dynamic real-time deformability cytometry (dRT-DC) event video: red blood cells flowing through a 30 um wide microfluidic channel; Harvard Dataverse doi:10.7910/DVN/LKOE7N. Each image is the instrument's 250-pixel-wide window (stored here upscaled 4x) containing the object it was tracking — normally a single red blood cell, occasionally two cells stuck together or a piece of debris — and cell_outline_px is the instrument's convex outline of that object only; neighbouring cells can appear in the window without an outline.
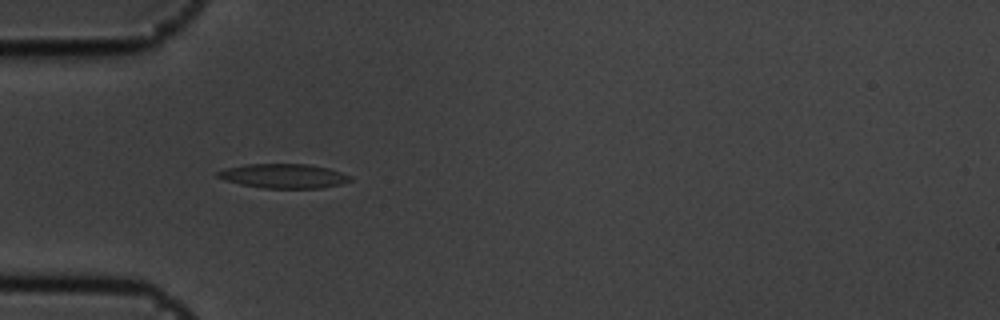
{"species": "common noctule bat (a hibernating species)", "species_latin": "Nyctalus noctula", "temperature_condition": "cold", "stored_images_in_passage": 5, "camera_frame_rate_fps": 3000, "um_per_image_px": 0.085, "animal": {"sex": "male", "body_mass_g": 19.5, "forearm_length_mm": 54.6}, "frame": {"image": 1, "passage_image": 4, "time_ms": 1.0, "image_size_px": [1000, 320], "cell_outline_px": [[352, 180], [340, 184], [320, 188], [264, 188], [240, 184], [224, 180], [216, 176], [216, 172], [224, 168], [248, 164], [308, 164], [328, 168], [352, 176]], "centroid_in_image_um": [24.09, 14.96], "position_along_channel_um": 60.9, "area_um2": 18.79}}
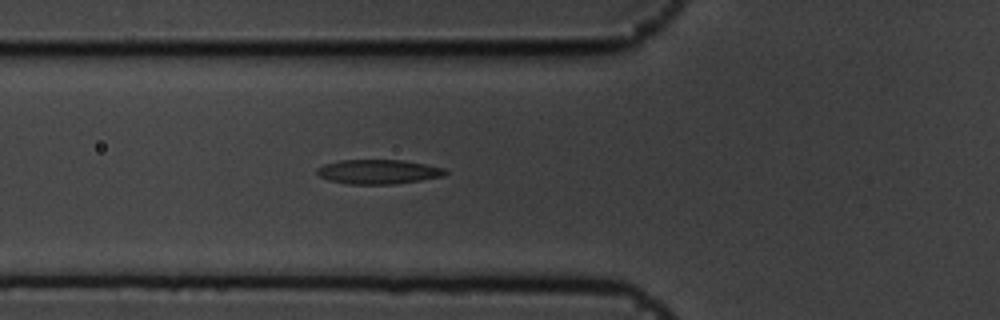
{"frame": {"image": 2, "passage_image": 5, "time_ms": 1.333, "image_size_px": [1000, 320], "cell_outline_px": [[448, 172], [444, 176], [396, 184], [348, 184], [328, 180], [320, 176], [316, 172], [316, 168], [324, 164], [340, 160], [404, 160], [444, 168]], "centroid_in_image_um": [32.14, 14.6], "position_along_channel_um": 93.7, "area_um2": 18.26}}